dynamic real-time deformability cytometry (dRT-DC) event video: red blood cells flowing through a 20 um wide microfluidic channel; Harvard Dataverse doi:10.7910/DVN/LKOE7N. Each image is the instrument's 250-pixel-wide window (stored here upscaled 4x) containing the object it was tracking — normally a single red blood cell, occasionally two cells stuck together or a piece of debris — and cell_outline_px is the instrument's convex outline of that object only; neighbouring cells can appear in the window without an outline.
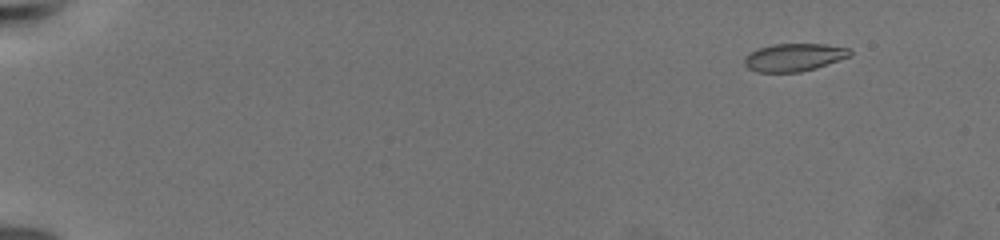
{"species": "common noctule bat (a hibernating species)", "species_latin": "Nyctalus noctula", "temperature_condition": "warm", "stored_images_in_passage": 22, "camera_frame_rate_fps": 3000, "um_per_image_px": 0.085, "animal": {"sex": "female", "body_mass_g": 19.5, "forearm_length_mm": 54.1}, "frame": {"image": 1, "passage_image": 3, "time_ms": 1.667, "image_size_px": [1000, 240], "cell_outline_px": [[852, 52], [848, 56], [816, 68], [800, 72], [756, 72], [748, 68], [744, 64], [744, 56], [748, 52], [756, 48], [772, 44], [824, 44], [848, 48]], "centroid_in_image_um": [67.41, 4.87], "position_along_channel_um": 17.6, "area_um2": 17.11}}
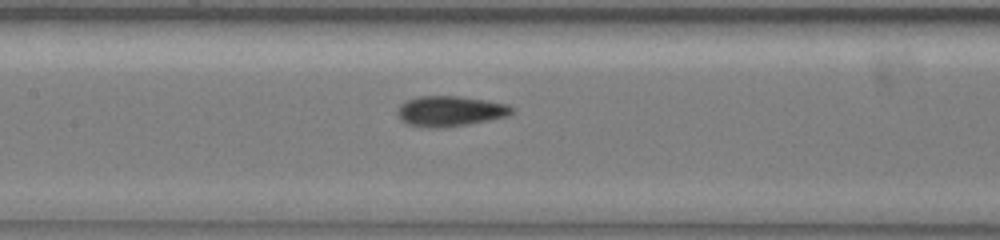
{"frame": {"image": 2, "passage_image": 13, "time_ms": 11.333, "image_size_px": [1000, 240], "cell_outline_px": [[512, 112], [508, 116], [488, 120], [440, 128], [428, 128], [408, 124], [400, 120], [396, 112], [400, 104], [404, 100], [416, 96], [460, 96], [508, 104], [512, 108]], "centroid_in_image_um": [38.19, 9.44], "position_along_channel_um": 169.2, "area_um2": 20.23}}
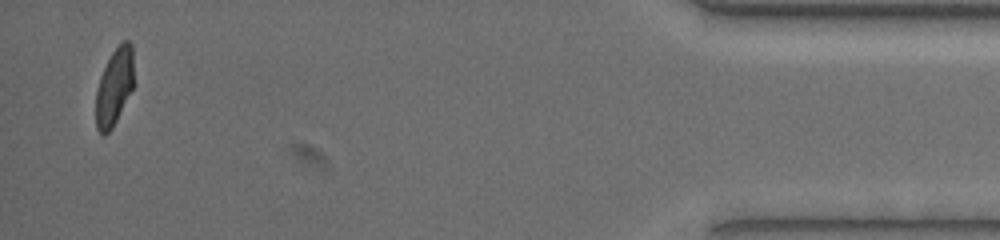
{"frame": {"image": 3, "passage_image": 22, "time_ms": 21.333, "image_size_px": [1000, 240], "cell_outline_px": [[132, 88], [112, 128], [104, 136], [96, 128], [96, 88], [100, 76], [112, 52], [124, 40], [128, 40], [132, 44]], "centroid_in_image_um": [9.68, 7.39], "position_along_channel_um": 425.5, "area_um2": 16.59}, "authors_computed_cell_mechanics": {"area_um2": 18.2648, "velocity_mm_per_s": 3.2535, "shape_relaxation_time_tau1_ms": 2.4925, "shape_relaxation_time_tau2_ms": 0.8978, "deformation_change_tau1": 0.1334, "deformation_change_tau2": 0.0644}}